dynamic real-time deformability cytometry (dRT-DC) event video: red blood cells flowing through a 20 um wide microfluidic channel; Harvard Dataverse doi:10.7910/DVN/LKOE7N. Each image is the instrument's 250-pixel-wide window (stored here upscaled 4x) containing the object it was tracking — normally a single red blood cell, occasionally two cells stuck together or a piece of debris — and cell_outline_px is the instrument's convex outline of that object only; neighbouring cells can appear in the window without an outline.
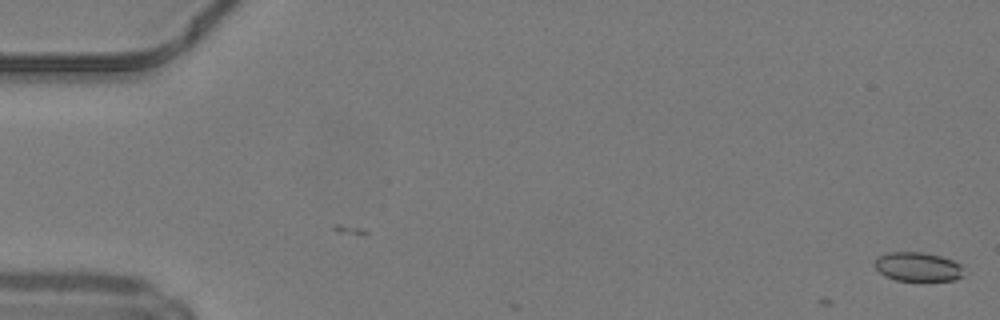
{"species": "common noctule bat (a hibernating species)", "species_latin": "Nyctalus noctula", "temperature_condition": "warm", "stored_images_in_passage": 6, "camera_frame_rate_fps": 3000, "um_per_image_px": 0.085, "animal": {"sex": "male", "body_mass_g": 19.2, "forearm_length_mm": 51.8}, "frame": {"image": 1, "passage_image": 6, "time_ms": 1.667, "image_size_px": [1000, 320], "cell_outline_px": [[964, 276], [956, 280], [896, 280], [884, 276], [876, 268], [876, 256], [888, 252], [924, 252], [940, 256], [952, 260], [960, 264]], "centroid_in_image_um": [78.01, 22.67], "position_along_channel_um": 7.0, "area_um2": 15.03}}